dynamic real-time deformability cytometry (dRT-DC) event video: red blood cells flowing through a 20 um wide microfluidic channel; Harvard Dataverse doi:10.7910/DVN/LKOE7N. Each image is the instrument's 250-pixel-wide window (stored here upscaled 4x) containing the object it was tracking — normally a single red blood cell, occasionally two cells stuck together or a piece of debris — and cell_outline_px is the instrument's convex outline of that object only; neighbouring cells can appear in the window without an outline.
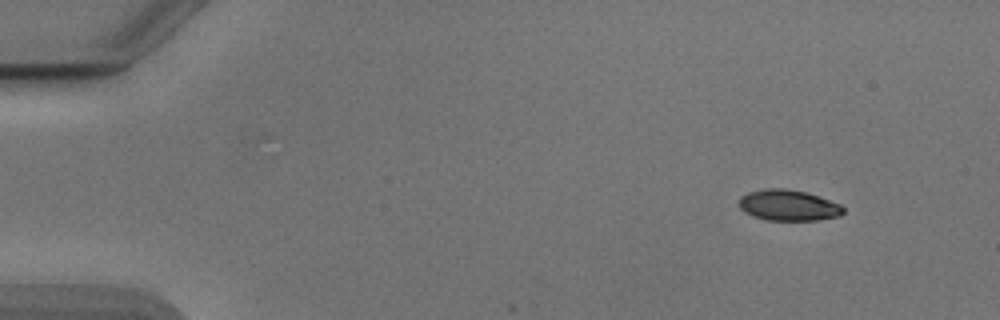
{"species": "Egyptian fruit bat (a non-hibernating species)", "species_latin": "Rousettus aegyptiacus", "temperature_condition": "cold", "stored_images_in_passage": 6, "camera_frame_rate_fps": 3000, "um_per_image_px": 0.085, "animal": {"sex": "male"}, "frame": {"image": 1, "passage_image": 1, "time_ms": 0.0, "image_size_px": [1000, 320], "cell_outline_px": [[844, 212], [840, 216], [816, 220], [768, 220], [752, 216], [744, 212], [740, 208], [740, 196], [748, 192], [764, 188], [784, 188], [804, 192], [840, 204], [844, 208]], "centroid_in_image_um": [66.98, 17.45], "position_along_channel_um": 18.0, "area_um2": 18.67}}